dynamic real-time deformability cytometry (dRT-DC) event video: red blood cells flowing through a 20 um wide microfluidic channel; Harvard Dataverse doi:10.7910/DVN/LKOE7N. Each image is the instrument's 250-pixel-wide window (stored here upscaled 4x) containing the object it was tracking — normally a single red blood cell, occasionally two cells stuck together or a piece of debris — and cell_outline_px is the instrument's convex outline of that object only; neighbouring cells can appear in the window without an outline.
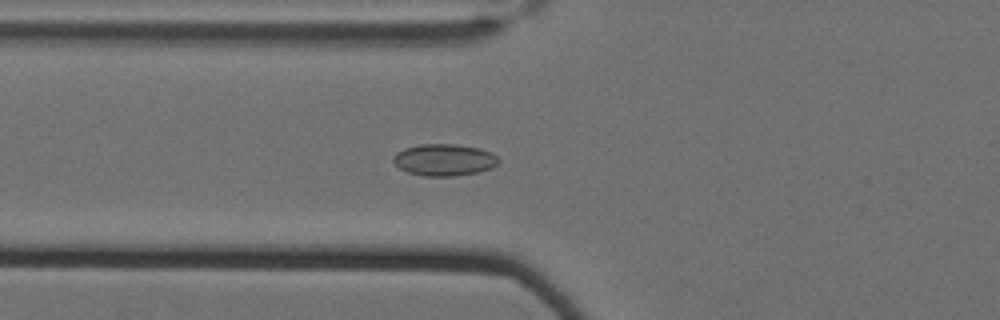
{"species": "Egyptian fruit bat (a non-hibernating species)", "species_latin": "Rousettus aegyptiacus", "temperature_condition": "cold", "stored_images_in_passage": 58, "camera_frame_rate_fps": 3000, "um_per_image_px": 0.085, "animal": {"sex": "female"}, "frame": {"image": 1, "passage_image": 22, "time_ms": 7.0, "image_size_px": [1000, 320], "cell_outline_px": [[500, 160], [492, 168], [476, 172], [456, 176], [424, 176], [408, 172], [400, 168], [392, 160], [392, 156], [396, 152], [404, 148], [420, 144], [456, 144], [480, 148], [492, 152]], "centroid_in_image_um": [37.75, 13.58], "position_along_channel_um": 88.1, "area_um2": 19.59}}
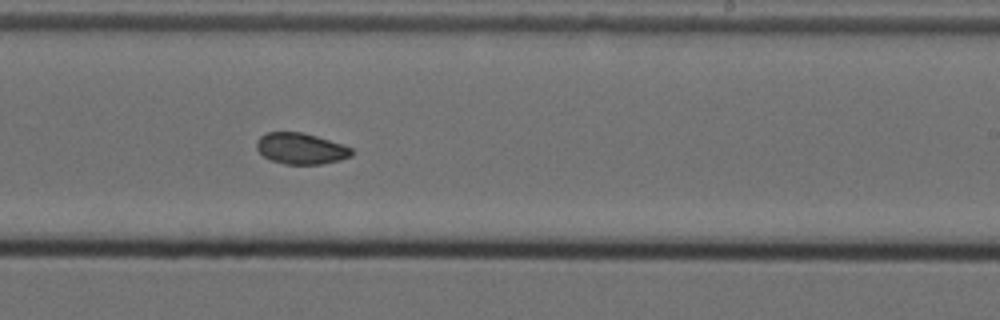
{"frame": {"image": 2, "passage_image": 37, "time_ms": 12.0, "image_size_px": [1000, 320], "cell_outline_px": [[352, 156], [340, 160], [320, 164], [284, 164], [272, 160], [264, 156], [256, 148], [256, 140], [260, 136], [268, 132], [304, 132], [352, 148]], "centroid_in_image_um": [25.55, 12.62], "position_along_channel_um": 263.4, "area_um2": 17.11}}
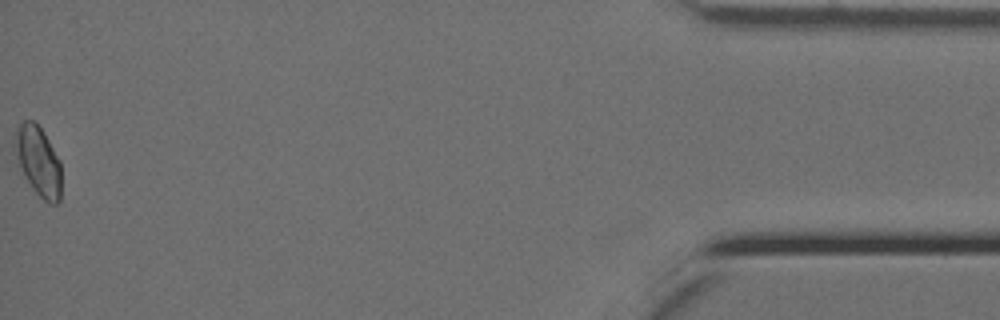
{"frame": {"image": 3, "passage_image": 58, "time_ms": 19.0, "image_size_px": [1000, 320], "cell_outline_px": [[60, 200], [56, 204], [52, 204], [44, 200], [32, 188], [16, 156], [16, 132], [20, 124], [24, 120], [32, 120], [40, 128], [48, 140], [60, 160]], "centroid_in_image_um": [3.29, 13.71], "position_along_channel_um": 431.9, "area_um2": 18.03}, "authors_computed_cell_mechanics": {"area_um2": 18.0047, "velocity_mm_per_s": 3.4885, "shape_relaxation_time_tau1_ms": null, "shape_relaxation_time_tau2_ms": 2.321, "deformation_change_tau1": null, "deformation_change_tau2": 0.0565}}